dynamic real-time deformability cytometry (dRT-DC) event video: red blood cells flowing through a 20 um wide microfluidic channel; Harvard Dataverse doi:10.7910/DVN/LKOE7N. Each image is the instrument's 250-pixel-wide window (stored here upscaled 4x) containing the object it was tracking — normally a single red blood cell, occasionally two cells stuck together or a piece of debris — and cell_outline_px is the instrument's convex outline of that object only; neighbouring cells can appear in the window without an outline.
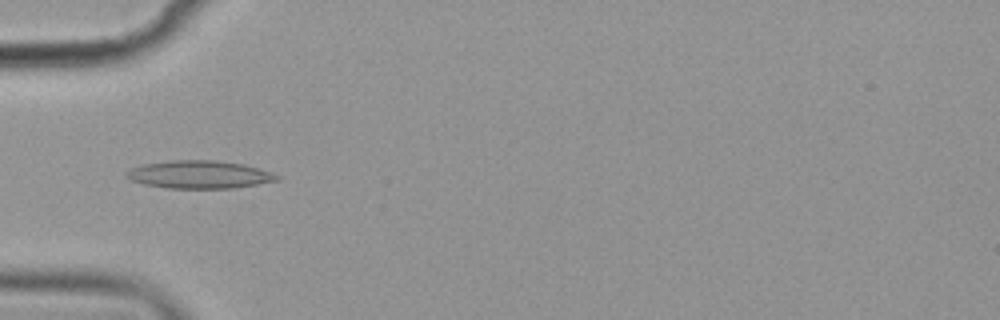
{"species": "common noctule bat (a hibernating species)", "species_latin": "Nyctalus noctula", "temperature_condition": "cold", "stored_images_in_passage": 5, "camera_frame_rate_fps": 3000, "um_per_image_px": 0.085, "animal": {"sex": "female", "body_mass_g": 19.9}, "frame": {"image": 1, "passage_image": 5, "time_ms": 4.667, "image_size_px": [1000, 320], "cell_outline_px": [[280, 180], [232, 188], [168, 188], [144, 184], [132, 180], [124, 176], [124, 172], [132, 168], [144, 164], [172, 160], [216, 160], [244, 164], [280, 176]], "centroid_in_image_um": [16.91, 14.83], "position_along_channel_um": 68.1, "area_um2": 24.22}}